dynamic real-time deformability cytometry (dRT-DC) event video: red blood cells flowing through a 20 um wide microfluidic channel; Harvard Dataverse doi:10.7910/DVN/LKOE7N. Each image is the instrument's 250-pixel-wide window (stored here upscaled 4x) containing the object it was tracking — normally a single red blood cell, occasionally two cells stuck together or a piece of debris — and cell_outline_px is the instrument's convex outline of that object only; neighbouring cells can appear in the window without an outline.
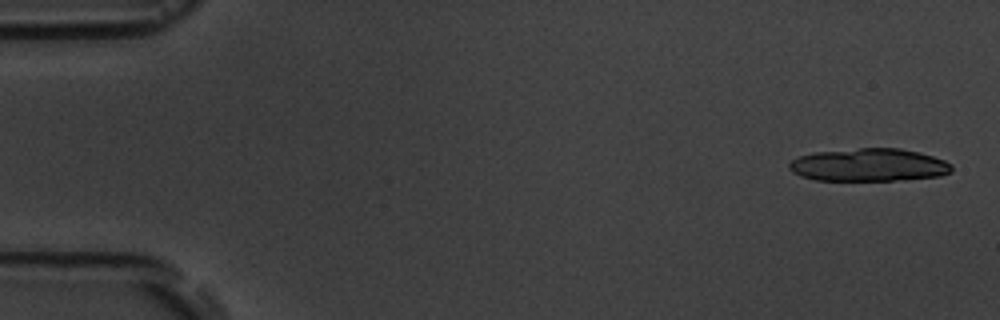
{"species": "common noctule bat (a hibernating species)", "species_latin": "Nyctalus noctula", "temperature_condition": "room temperature", "stored_images_in_passage": 16, "camera_frame_rate_fps": 3000, "um_per_image_px": 0.085, "animal": {"sex": "male", "body_mass_g": 19.5, "forearm_length_mm": 54.6}, "frame": {"image": 1, "passage_image": 1, "time_ms": 0.0, "image_size_px": [1000, 320], "cell_outline_px": [[952, 172], [940, 176], [892, 180], [816, 180], [800, 176], [792, 172], [788, 168], [788, 164], [792, 160], [800, 156], [812, 152], [860, 148], [900, 148], [920, 152], [944, 160], [952, 164]], "centroid_in_image_um": [73.84, 14.01], "position_along_channel_um": 11.2, "area_um2": 31.15}}
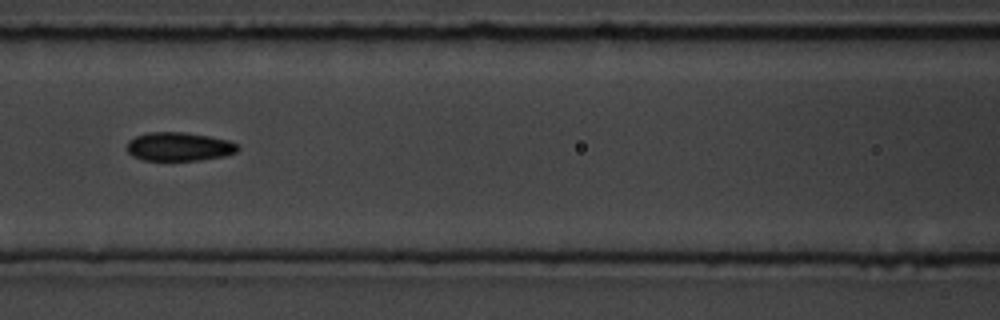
{"frame": {"image": 2, "passage_image": 7, "time_ms": 7.667, "image_size_px": [1000, 320], "cell_outline_px": [[240, 148], [236, 152], [224, 156], [200, 160], [144, 160], [132, 156], [128, 152], [128, 140], [136, 136], [148, 132], [184, 132], [208, 136], [228, 140], [240, 144]], "centroid_in_image_um": [15.24, 12.46], "position_along_channel_um": 151.4, "area_um2": 18.55}}
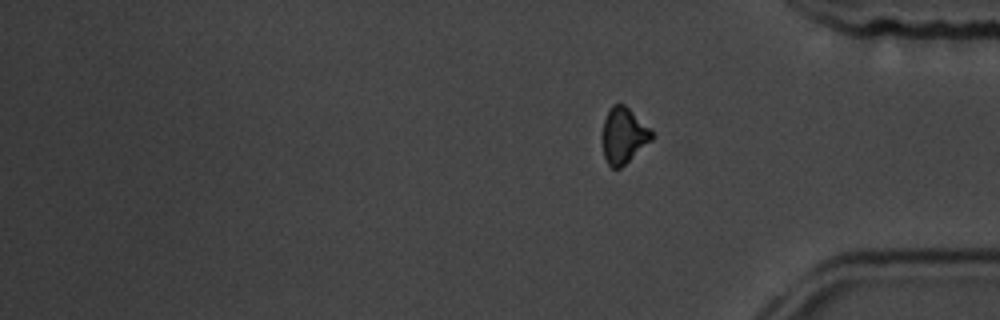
{"frame": {"image": 3, "passage_image": 16, "time_ms": 18.667, "image_size_px": [1000, 320], "cell_outline_px": [[656, 136], [652, 140], [620, 168], [612, 168], [608, 164], [604, 156], [604, 120], [612, 104], [624, 104]], "centroid_in_image_um": [53.02, 11.53], "position_along_channel_um": 382.2, "area_um2": 15.49}, "authors_computed_cell_mechanics": {"area_um2": 18.3804, "velocity_mm_per_s": 3.6683, "shape_relaxation_time_tau1_ms": 6.0019, "shape_relaxation_time_tau2_ms": 7.8814, "deformation_change_tau1": 0.1068, "deformation_change_tau2": 0.0989}}